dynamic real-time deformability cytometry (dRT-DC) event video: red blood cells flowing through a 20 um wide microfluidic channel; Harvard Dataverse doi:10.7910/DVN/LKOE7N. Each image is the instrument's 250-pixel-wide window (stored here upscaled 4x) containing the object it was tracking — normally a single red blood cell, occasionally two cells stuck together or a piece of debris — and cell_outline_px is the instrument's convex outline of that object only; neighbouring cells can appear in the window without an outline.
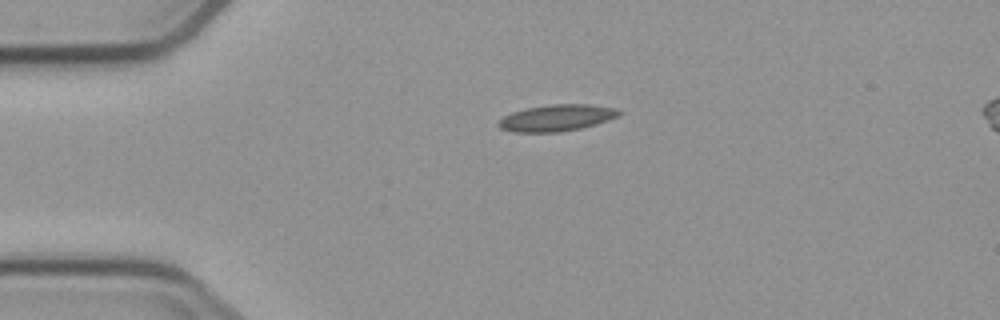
{"species": "common noctule bat (a hibernating species)", "species_latin": "Nyctalus noctula", "temperature_condition": "cold", "stored_images_in_passage": 3, "segment_of_instrument_passage": [1, 2], "camera_frame_rate_fps": 3000, "um_per_image_px": 0.085, "animal": {"sex": "male", "body_mass_g": 23.1, "forearm_length_mm": 52.7}, "frame": {"image": 1, "passage_image": 1, "time_ms": 0.0, "image_size_px": [1000, 320], "cell_outline_px": [[620, 112], [616, 116], [608, 120], [596, 124], [580, 128], [560, 132], [516, 132], [500, 128], [496, 124], [504, 116], [512, 112], [528, 108], [552, 104], [588, 104], [616, 108]], "centroid_in_image_um": [47.29, 10.02], "position_along_channel_um": 37.7, "area_um2": 18.38}}